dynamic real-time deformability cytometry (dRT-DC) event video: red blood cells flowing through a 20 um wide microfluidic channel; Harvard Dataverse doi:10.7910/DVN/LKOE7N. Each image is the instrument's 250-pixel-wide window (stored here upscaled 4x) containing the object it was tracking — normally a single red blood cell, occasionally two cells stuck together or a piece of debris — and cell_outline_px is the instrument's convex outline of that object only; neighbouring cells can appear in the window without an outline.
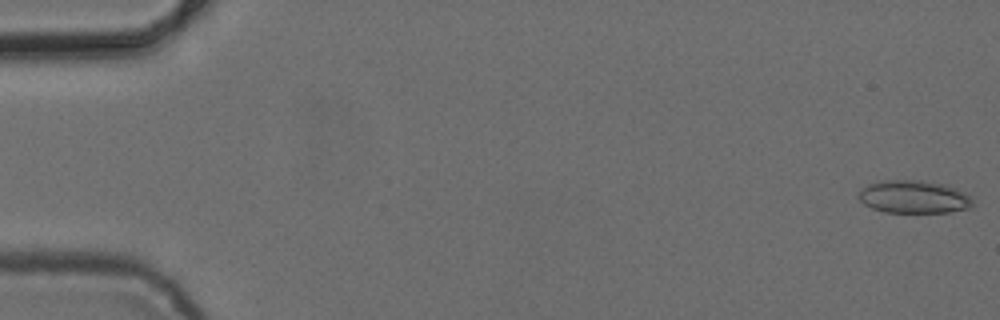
{"species": "common noctule bat (a hibernating species)", "species_latin": "Nyctalus noctula", "temperature_condition": "cold", "stored_images_in_passage": 53, "camera_frame_rate_fps": 3000, "um_per_image_px": 0.085, "animal": {"sex": "female", "body_mass_g": 24.6, "forearm_length_mm": 56.2}, "frame": {"image": 1, "passage_image": 1, "time_ms": 0.0, "image_size_px": [1000, 320], "cell_outline_px": [[972, 204], [968, 208], [948, 212], [884, 212], [872, 208], [864, 204], [860, 200], [860, 188], [868, 184], [880, 180], [924, 180], [944, 184], [956, 188], [964, 192], [972, 200]], "centroid_in_image_um": [77.64, 16.72], "position_along_channel_um": 7.4, "area_um2": 21.79}}
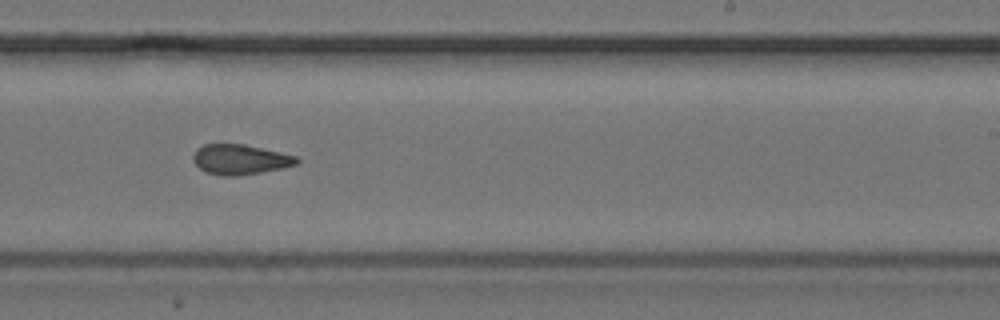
{"frame": {"image": 2, "passage_image": 33, "time_ms": 10.667, "image_size_px": [1000, 320], "cell_outline_px": [[300, 160], [296, 164], [284, 168], [240, 176], [220, 176], [204, 172], [192, 160], [192, 156], [196, 148], [204, 144], [244, 144], [280, 152], [296, 156]], "centroid_in_image_um": [20.38, 13.56], "position_along_channel_um": 268.6, "area_um2": 18.38}}
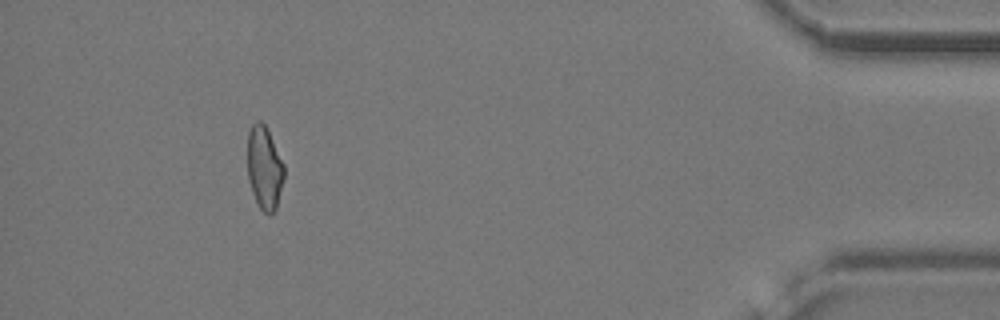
{"frame": {"image": 3, "passage_image": 49, "time_ms": 16.0, "image_size_px": [1000, 320], "cell_outline_px": [[284, 176], [276, 208], [268, 216], [260, 208], [252, 192], [248, 180], [248, 132], [252, 124], [256, 120], [260, 120], [264, 124], [284, 164]], "centroid_in_image_um": [22.46, 14.27], "position_along_channel_um": 412.7, "area_um2": 17.51}, "authors_computed_cell_mechanics": {"area_um2": 18.6694, "velocity_mm_per_s": 3.872, "shape_relaxation_time_tau1_ms": null, "shape_relaxation_time_tau2_ms": 2.4582, "deformation_change_tau1": null, "deformation_change_tau2": 0.0973}}